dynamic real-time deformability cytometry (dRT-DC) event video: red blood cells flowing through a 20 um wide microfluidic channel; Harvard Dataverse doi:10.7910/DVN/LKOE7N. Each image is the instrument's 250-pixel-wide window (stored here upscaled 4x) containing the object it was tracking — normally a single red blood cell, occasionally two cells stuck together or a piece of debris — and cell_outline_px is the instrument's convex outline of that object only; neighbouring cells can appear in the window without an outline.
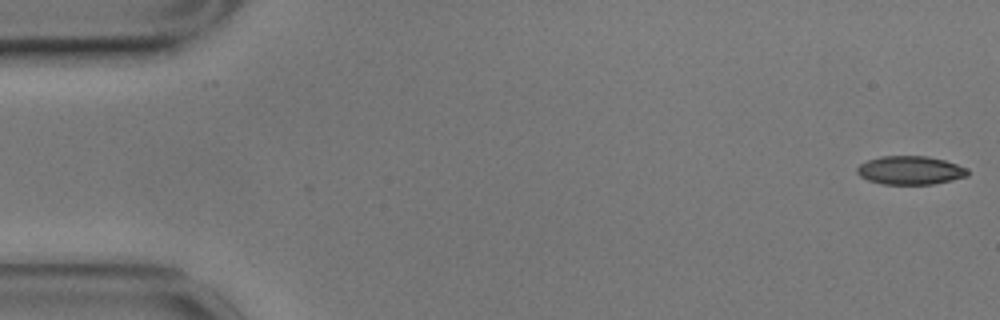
{"species": "common noctule bat (a hibernating species)", "species_latin": "Nyctalus noctula", "temperature_condition": "cold", "stored_images_in_passage": 56, "camera_frame_rate_fps": 3000, "um_per_image_px": 0.085, "animal": {"sex": "male", "body_mass_g": 17.9}, "frame": {"image": 1, "passage_image": 1, "time_ms": 0.0, "image_size_px": [1000, 320], "cell_outline_px": [[968, 176], [952, 180], [932, 184], [884, 184], [868, 180], [860, 176], [856, 172], [856, 168], [860, 164], [868, 160], [880, 156], [928, 156], [944, 160], [968, 168]], "centroid_in_image_um": [77.37, 14.47], "position_along_channel_um": 7.6, "area_um2": 18.38}}
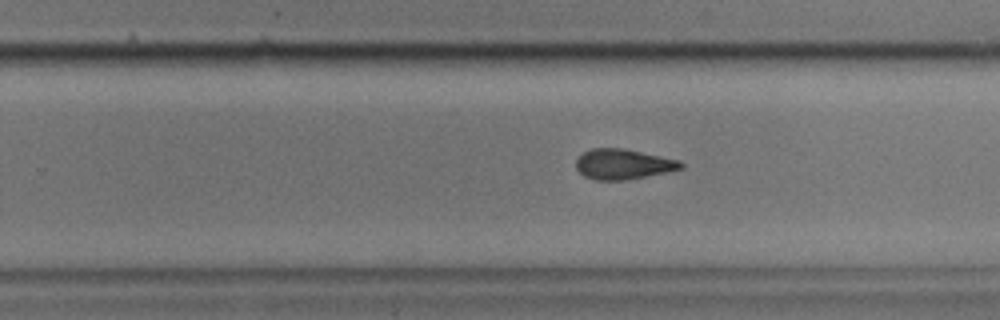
{"frame": {"image": 2, "passage_image": 35, "time_ms": 11.333, "image_size_px": [1000, 320], "cell_outline_px": [[684, 168], [668, 172], [624, 180], [596, 180], [584, 176], [576, 168], [576, 160], [584, 152], [592, 148], [620, 148], [680, 160], [684, 164]], "centroid_in_image_um": [52.98, 13.96], "position_along_channel_um": 276.8, "area_um2": 18.32}}
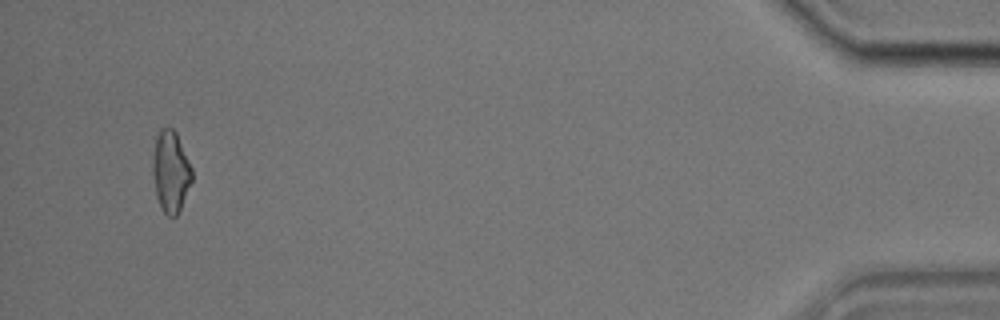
{"frame": {"image": 3, "passage_image": 54, "time_ms": 17.667, "image_size_px": [1000, 320], "cell_outline_px": [[192, 180], [180, 208], [176, 216], [168, 216], [164, 212], [156, 196], [152, 172], [152, 156], [156, 136], [160, 128], [172, 128], [176, 132], [192, 168]], "centroid_in_image_um": [14.49, 14.55], "position_along_channel_um": 420.7, "area_um2": 18.5}, "authors_computed_cell_mechanics": {"area_um2": 18.9295, "velocity_mm_per_s": 3.5108, "shape_relaxation_time_tau1_ms": 9.4898, "shape_relaxation_time_tau2_ms": 3.8914, "deformation_change_tau1": 0.18, "deformation_change_tau2": 0.1136}}